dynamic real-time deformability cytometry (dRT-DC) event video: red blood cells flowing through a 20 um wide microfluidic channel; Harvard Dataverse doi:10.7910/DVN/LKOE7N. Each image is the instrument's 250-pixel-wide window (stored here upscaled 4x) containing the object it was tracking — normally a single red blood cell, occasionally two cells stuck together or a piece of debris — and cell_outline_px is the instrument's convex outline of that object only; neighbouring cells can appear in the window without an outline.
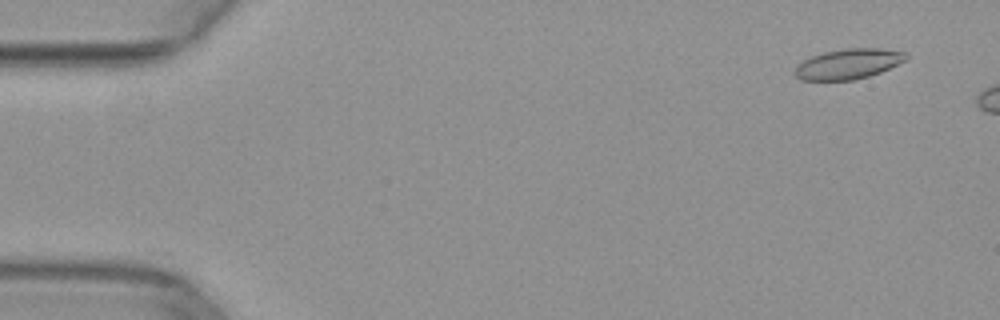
{"species": "common noctule bat (a hibernating species)", "species_latin": "Nyctalus noctula", "temperature_condition": "warm", "stored_images_in_passage": 6, "camera_frame_rate_fps": 3000, "um_per_image_px": 0.085, "animal": {"sex": "female", "body_mass_g": 29.2, "forearm_length_mm": 56.3}, "frame": {"image": 1, "passage_image": 1, "time_ms": 0.0, "image_size_px": [1000, 320], "cell_outline_px": [[908, 60], [880, 72], [868, 76], [852, 80], [800, 80], [792, 72], [796, 64], [820, 52], [844, 48], [880, 48], [904, 52], [908, 56]], "centroid_in_image_um": [72.07, 5.42], "position_along_channel_um": 12.9, "area_um2": 19.83}}